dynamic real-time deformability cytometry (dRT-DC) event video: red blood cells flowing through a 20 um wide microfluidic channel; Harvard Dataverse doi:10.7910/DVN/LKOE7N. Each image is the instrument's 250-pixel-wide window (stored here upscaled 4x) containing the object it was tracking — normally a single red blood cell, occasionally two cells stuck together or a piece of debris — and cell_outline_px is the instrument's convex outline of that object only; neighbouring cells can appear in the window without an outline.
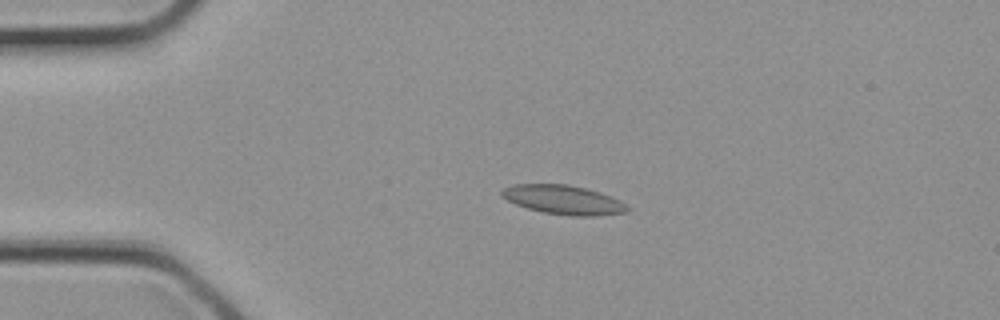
{"species": "common noctule bat (a hibernating species)", "species_latin": "Nyctalus noctula", "temperature_condition": "cold", "stored_images_in_passage": 2, "camera_frame_rate_fps": 3000, "um_per_image_px": 0.085, "animal": {"sex": "female", "body_mass_g": 21.9}, "frame": {"image": 1, "passage_image": 1, "time_ms": 0.0, "image_size_px": [1000, 320], "cell_outline_px": [[632, 208], [628, 212], [596, 216], [572, 216], [544, 212], [528, 208], [516, 204], [500, 196], [500, 192], [504, 188], [512, 184], [568, 184], [600, 192], [620, 200]], "centroid_in_image_um": [47.92, 16.98], "position_along_channel_um": 37.1, "area_um2": 21.39}}
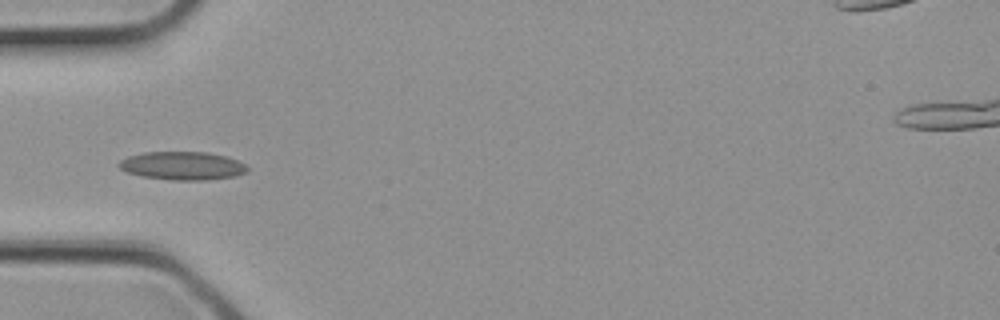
{"frame": {"image": 2, "passage_image": 2, "time_ms": 0.333, "image_size_px": [1000, 320], "cell_outline_px": [[248, 168], [244, 172], [236, 176], [204, 180], [172, 180], [140, 176], [128, 172], [120, 168], [116, 164], [120, 160], [128, 156], [144, 152], [208, 152], [228, 156], [244, 164]], "centroid_in_image_um": [15.48, 14.08], "position_along_channel_um": 69.5, "area_um2": 21.15}}